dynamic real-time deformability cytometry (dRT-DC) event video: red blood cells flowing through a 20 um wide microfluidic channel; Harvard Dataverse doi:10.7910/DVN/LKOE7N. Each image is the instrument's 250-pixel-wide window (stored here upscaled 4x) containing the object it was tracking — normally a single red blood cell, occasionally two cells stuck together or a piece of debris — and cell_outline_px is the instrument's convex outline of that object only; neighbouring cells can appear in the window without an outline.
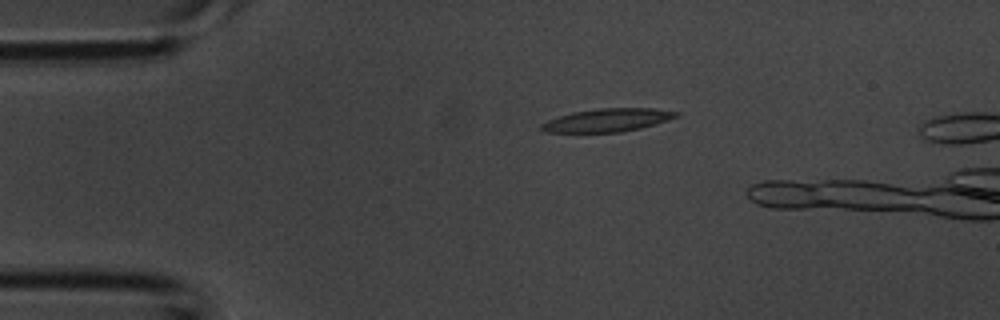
{"species": "common noctule bat (a hibernating species)", "species_latin": "Nyctalus noctula", "temperature_condition": "room temperature", "stored_images_in_passage": 4, "camera_frame_rate_fps": 3000, "um_per_image_px": 0.085, "animal": {"sex": "male", "body_mass_g": 20.1, "forearm_length_mm": 53.5}, "frame": {"image": 1, "passage_image": 3, "time_ms": 0.667, "image_size_px": [1000, 320], "cell_outline_px": [[680, 116], [640, 128], [620, 132], [544, 132], [540, 128], [540, 124], [548, 120], [572, 112], [600, 108], [652, 108], [680, 112]], "centroid_in_image_um": [51.63, 10.21], "position_along_channel_um": 33.4, "area_um2": 18.03}}